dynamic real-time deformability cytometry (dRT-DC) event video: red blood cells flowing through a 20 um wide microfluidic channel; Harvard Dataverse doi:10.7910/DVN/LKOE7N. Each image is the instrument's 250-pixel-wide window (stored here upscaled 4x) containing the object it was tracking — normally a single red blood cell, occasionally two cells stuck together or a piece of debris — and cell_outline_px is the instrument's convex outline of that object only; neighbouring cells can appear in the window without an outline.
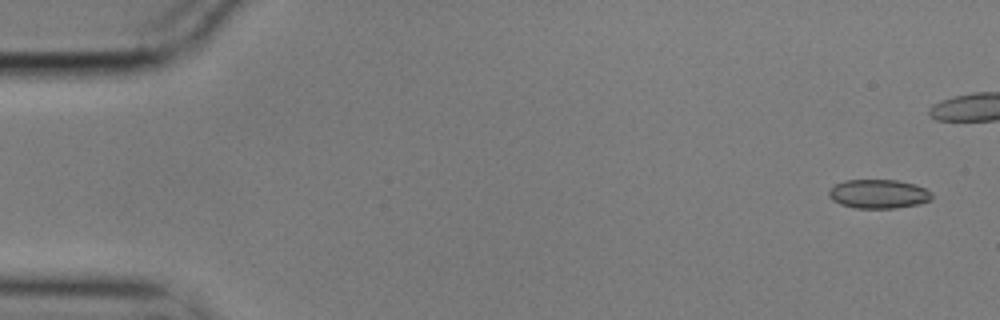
{"species": "common noctule bat (a hibernating species)", "species_latin": "Nyctalus noctula", "temperature_condition": "cold", "stored_images_in_passage": 44, "camera_frame_rate_fps": 3000, "um_per_image_px": 0.085, "animal": {"sex": "male", "body_mass_g": 17.9}, "frame": {"image": 1, "passage_image": 1, "time_ms": 0.0, "image_size_px": [1000, 320], "cell_outline_px": [[932, 200], [920, 204], [896, 208], [852, 208], [840, 204], [832, 200], [828, 196], [828, 192], [836, 184], [844, 180], [896, 180], [916, 184], [932, 192]], "centroid_in_image_um": [74.69, 16.49], "position_along_channel_um": 10.3, "area_um2": 17.57}}
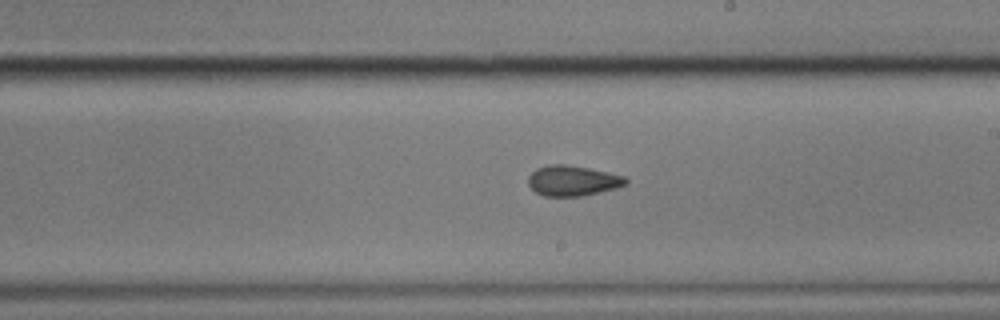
{"frame": {"image": 2, "passage_image": 31, "time_ms": 10.0, "image_size_px": [1000, 320], "cell_outline_px": [[628, 184], [616, 188], [580, 196], [544, 196], [536, 192], [528, 184], [528, 176], [536, 168], [548, 164], [564, 164], [588, 168], [624, 176], [628, 180]], "centroid_in_image_um": [48.66, 15.35], "position_along_channel_um": 240.3, "area_um2": 17.17}}
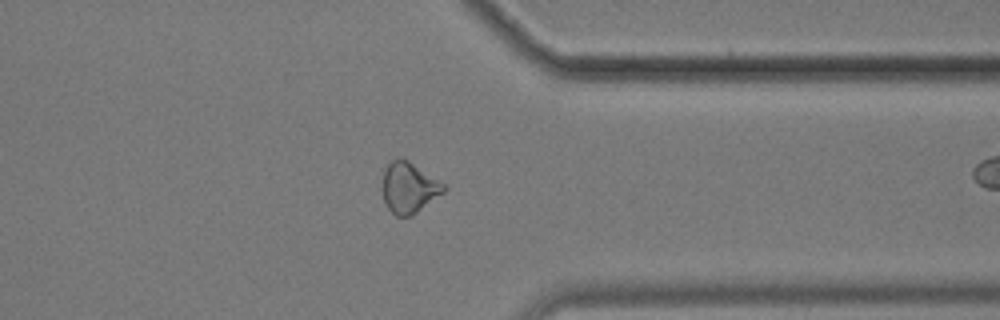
{"frame": {"image": 3, "passage_image": 43, "time_ms": 14.0, "image_size_px": [1000, 320], "cell_outline_px": [[448, 188], [444, 192], [412, 216], [396, 216], [384, 204], [384, 172], [388, 164], [392, 160], [408, 160], [444, 184]], "centroid_in_image_um": [34.78, 15.99], "position_along_channel_um": 376.6, "area_um2": 17.69}}